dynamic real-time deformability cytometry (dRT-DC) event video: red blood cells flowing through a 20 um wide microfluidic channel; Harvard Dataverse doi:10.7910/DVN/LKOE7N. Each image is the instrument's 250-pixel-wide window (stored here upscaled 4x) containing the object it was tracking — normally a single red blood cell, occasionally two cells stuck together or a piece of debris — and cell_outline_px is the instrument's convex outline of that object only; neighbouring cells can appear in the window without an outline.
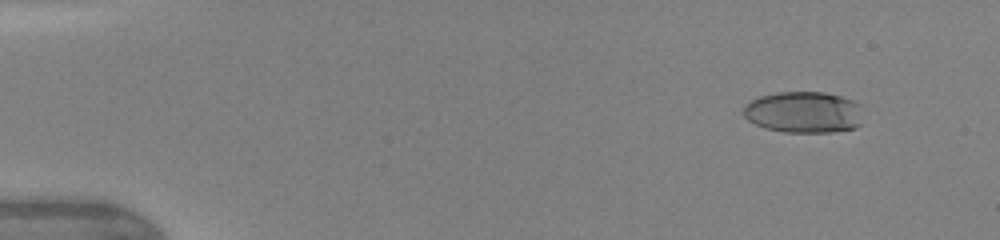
{"species": "human", "species_latin": "Homo sapiens", "temperature_condition": "warm", "stored_images_in_passage": 31, "camera_frame_rate_fps": 3000, "um_per_image_px": 0.085, "donor": {"sex": "female"}, "frame": {"image": 1, "passage_image": 9, "time_ms": 1.333, "image_size_px": [1000, 240], "cell_outline_px": [[860, 124], [856, 128], [832, 132], [784, 132], [764, 128], [748, 120], [744, 116], [744, 104], [760, 96], [776, 92], [824, 92], [840, 96], [852, 100], [860, 104]], "centroid_in_image_um": [68.3, 9.54], "position_along_channel_um": 16.7, "area_um2": 28.9}}
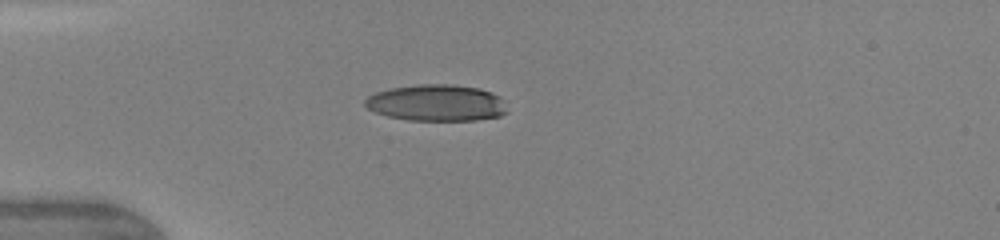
{"frame": {"image": 2, "passage_image": 26, "time_ms": 4.333, "image_size_px": [1000, 240], "cell_outline_px": [[508, 112], [500, 116], [476, 120], [408, 120], [388, 116], [376, 112], [368, 108], [364, 104], [364, 100], [368, 96], [376, 92], [392, 88], [420, 84], [452, 84], [480, 88], [492, 92], [500, 96]], "centroid_in_image_um": [37.13, 8.74], "position_along_channel_um": 47.9, "area_um2": 30.23}}